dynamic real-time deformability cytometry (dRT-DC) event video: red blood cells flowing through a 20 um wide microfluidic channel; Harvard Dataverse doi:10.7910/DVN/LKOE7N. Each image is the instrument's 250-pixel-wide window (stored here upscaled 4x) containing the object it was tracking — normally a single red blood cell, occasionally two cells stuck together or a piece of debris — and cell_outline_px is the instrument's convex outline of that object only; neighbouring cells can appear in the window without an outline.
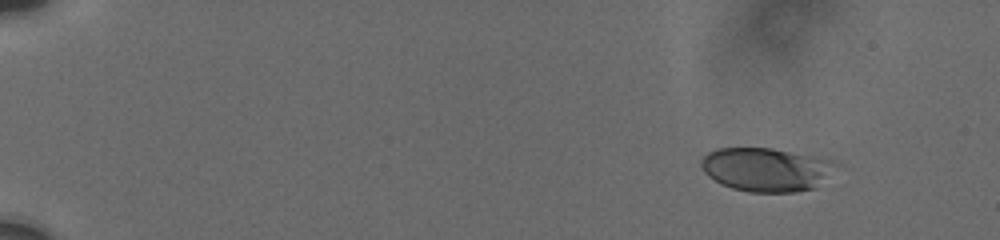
{"species": "human", "species_latin": "Homo sapiens", "temperature_condition": "cold", "stored_images_in_passage": 32, "camera_frame_rate_fps": 3000, "um_per_image_px": 0.085, "donor": {"sex": "male"}, "frame": {"image": 1, "passage_image": 1, "time_ms": 0.0, "image_size_px": [1000, 240], "cell_outline_px": [[840, 164], [812, 188], [796, 192], [748, 192], [732, 188], [720, 184], [708, 176], [704, 172], [700, 164], [700, 160], [708, 152], [716, 148], [772, 148], [832, 160]], "centroid_in_image_um": [65.06, 14.4], "position_along_channel_um": 19.9, "area_um2": 34.04}}
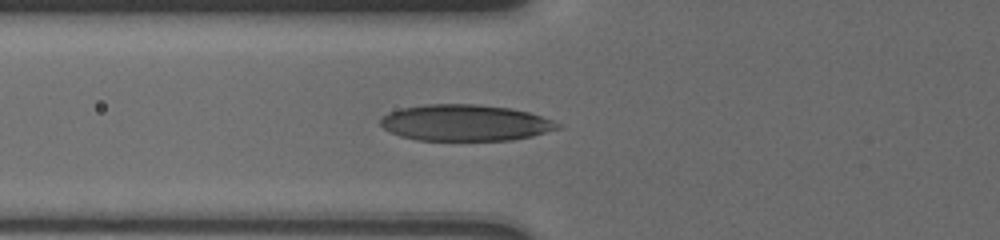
{"frame": {"image": 2, "passage_image": 19, "time_ms": 5.667, "image_size_px": [1000, 240], "cell_outline_px": [[560, 128], [532, 136], [512, 140], [416, 140], [400, 136], [384, 128], [380, 124], [380, 120], [388, 112], [404, 108], [424, 104], [476, 104], [512, 108], [528, 112], [552, 120], [560, 124]], "centroid_in_image_um": [39.54, 10.43], "position_along_channel_um": 86.3, "area_um2": 37.34}}
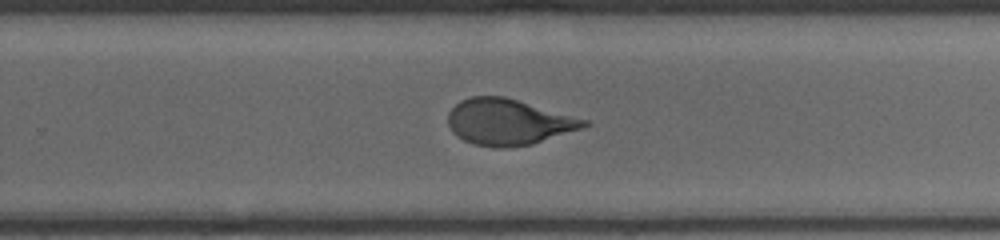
{"frame": {"image": 3, "passage_image": 32, "time_ms": 11.0, "image_size_px": [1000, 240], "cell_outline_px": [[592, 124], [532, 144], [504, 148], [496, 148], [472, 144], [456, 136], [452, 132], [448, 124], [448, 112], [460, 100], [472, 96], [504, 96], [588, 120]], "centroid_in_image_um": [43.17, 10.37], "position_along_channel_um": 286.6, "area_um2": 36.3}}